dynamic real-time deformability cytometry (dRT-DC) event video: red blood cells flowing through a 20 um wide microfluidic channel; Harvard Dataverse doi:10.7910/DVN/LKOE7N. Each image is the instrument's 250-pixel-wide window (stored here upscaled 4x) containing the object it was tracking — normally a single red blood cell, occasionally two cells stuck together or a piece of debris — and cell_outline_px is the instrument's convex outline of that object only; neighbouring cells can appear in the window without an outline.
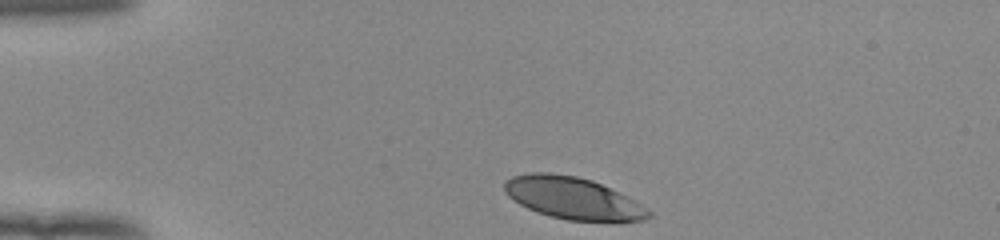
{"species": "human", "species_latin": "Homo sapiens", "temperature_condition": "room temperature", "stored_images_in_passage": 34, "camera_frame_rate_fps": 3000, "um_per_image_px": 0.085, "donor": {"sex": "female"}, "frame": {"image": 1, "passage_image": 1, "time_ms": 0.0, "image_size_px": [1000, 240], "cell_outline_px": [[652, 216], [644, 220], [568, 220], [536, 212], [520, 204], [508, 196], [504, 192], [504, 180], [512, 176], [528, 172], [548, 172], [576, 176], [592, 180], [628, 196], [652, 212]], "centroid_in_image_um": [48.65, 16.81], "position_along_channel_um": 36.4, "area_um2": 35.03}}
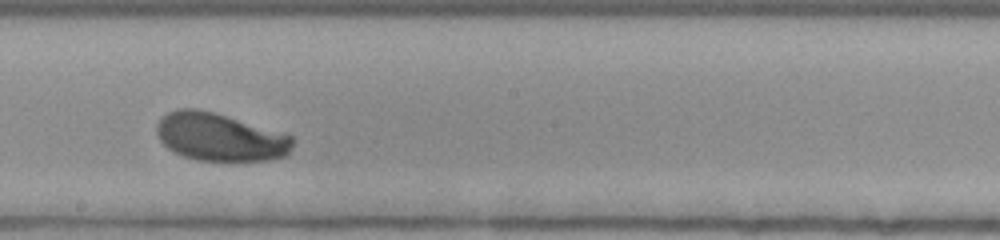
{"frame": {"image": 2, "passage_image": 20, "time_ms": 6.333, "image_size_px": [1000, 240], "cell_outline_px": [[292, 148], [284, 156], [268, 160], [196, 160], [184, 156], [168, 148], [160, 140], [156, 132], [156, 124], [168, 112], [176, 108], [196, 108], [216, 112], [288, 132], [292, 136]], "centroid_in_image_um": [18.73, 11.61], "position_along_channel_um": 229.5, "area_um2": 38.38}}
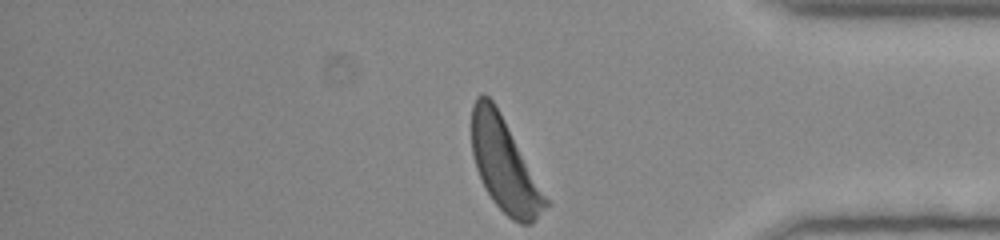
{"frame": {"image": 3, "passage_image": 34, "time_ms": 11.0, "image_size_px": [1000, 240], "cell_outline_px": [[552, 204], [532, 224], [520, 224], [512, 220], [492, 200], [484, 188], [480, 180], [472, 156], [472, 104], [476, 96], [480, 92], [484, 92], [492, 100], [500, 112]], "centroid_in_image_um": [42.9, 14.05], "position_along_channel_um": 392.3, "area_um2": 40.46}, "authors_computed_cell_mechanics": {"area_um2": 38.3503, "velocity_mm_per_s": 3.8652, "shape_relaxation_time_tau1_ms": 2.3555, "shape_relaxation_time_tau2_ms": null, "deformation_change_tau1": 0.1584, "deformation_change_tau2": null}}